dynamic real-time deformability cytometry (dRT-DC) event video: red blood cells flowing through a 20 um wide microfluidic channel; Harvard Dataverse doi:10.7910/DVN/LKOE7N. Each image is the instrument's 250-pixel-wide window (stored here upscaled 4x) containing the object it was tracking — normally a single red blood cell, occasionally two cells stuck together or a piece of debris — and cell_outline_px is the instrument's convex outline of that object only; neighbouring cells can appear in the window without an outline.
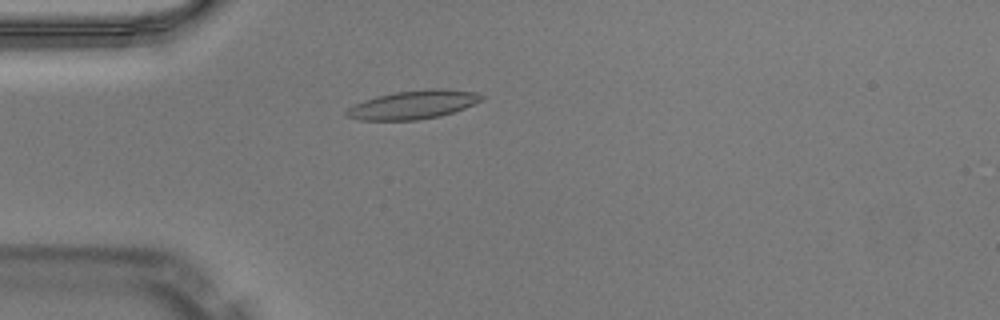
{"species": "Egyptian fruit bat (a non-hibernating species)", "species_latin": "Rousettus aegyptiacus", "temperature_condition": "warm", "stored_images_in_passage": 43, "camera_frame_rate_fps": 3000, "um_per_image_px": 0.085, "animal": {"sex": "male"}, "frame": {"image": 1, "passage_image": 7, "time_ms": 2.0, "image_size_px": [1000, 320], "cell_outline_px": [[488, 96], [484, 100], [464, 108], [440, 116], [416, 120], [360, 120], [344, 116], [344, 112], [348, 108], [364, 100], [376, 96], [396, 92], [428, 88], [444, 88], [476, 92]], "centroid_in_image_um": [35.16, 8.89], "position_along_channel_um": 49.8, "area_um2": 22.72}}
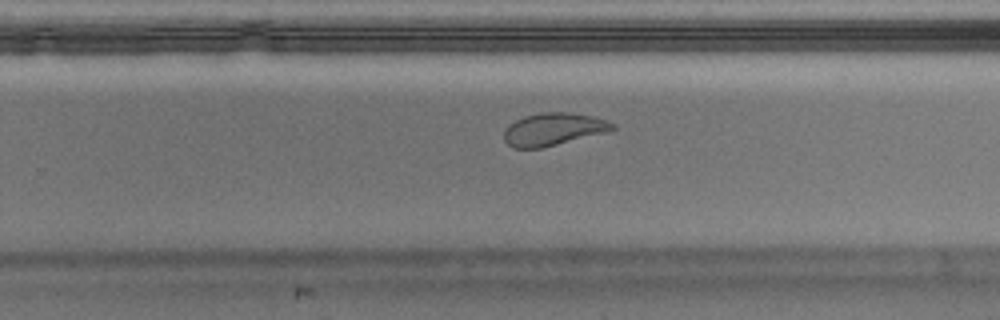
{"frame": {"image": 2, "passage_image": 25, "time_ms": 8.0, "image_size_px": [1000, 320], "cell_outline_px": [[616, 128], [604, 132], [540, 148], [512, 148], [504, 140], [504, 132], [508, 124], [524, 116], [540, 112], [568, 112], [592, 116], [608, 120], [616, 124]], "centroid_in_image_um": [47.01, 10.97], "position_along_channel_um": 282.8, "area_um2": 20.4}}
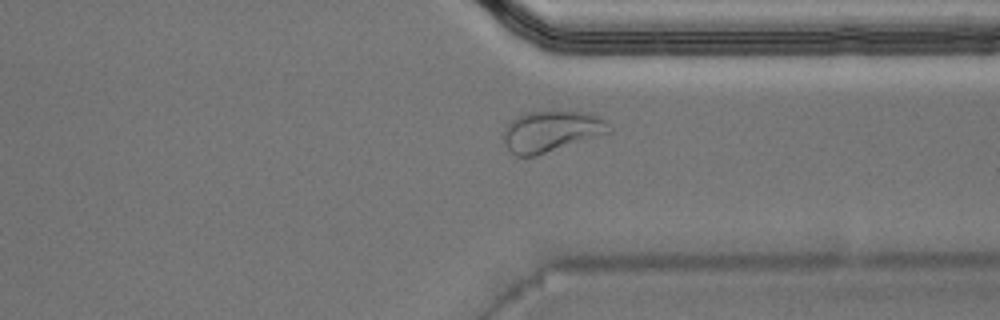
{"frame": {"image": 3, "passage_image": 31, "time_ms": 10.0, "image_size_px": [1000, 320], "cell_outline_px": [[612, 132], [536, 156], [516, 156], [508, 148], [504, 140], [504, 128], [516, 116], [528, 112], [580, 112], [596, 116], [604, 120], [612, 128]], "centroid_in_image_um": [46.86, 11.18], "position_along_channel_um": 364.5, "area_um2": 24.85}, "authors_computed_cell_mechanics": {"area_um2": 21.675, "velocity_mm_per_s": 4.0736, "shape_relaxation_time_tau1_ms": null, "shape_relaxation_time_tau2_ms": 1.2199, "deformation_change_tau1": null, "deformation_change_tau2": 0.0777}}